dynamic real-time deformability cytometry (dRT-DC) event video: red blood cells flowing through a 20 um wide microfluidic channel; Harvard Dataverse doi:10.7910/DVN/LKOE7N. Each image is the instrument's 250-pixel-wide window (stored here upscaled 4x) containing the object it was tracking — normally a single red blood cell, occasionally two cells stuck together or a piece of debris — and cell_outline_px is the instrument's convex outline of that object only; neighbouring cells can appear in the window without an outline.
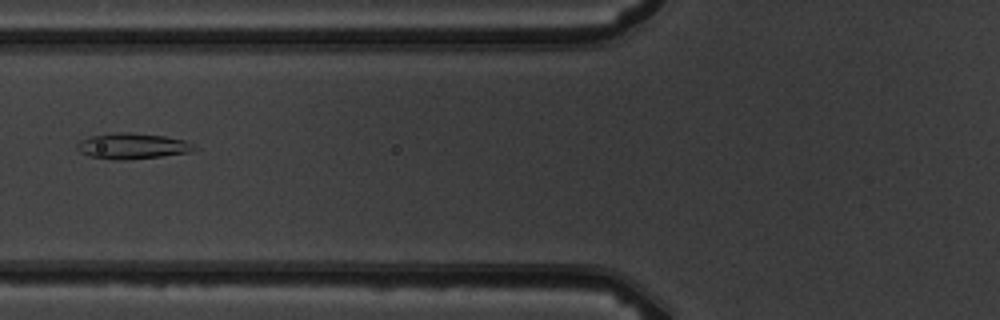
{"species": "common noctule bat (a hibernating species)", "species_latin": "Nyctalus noctula", "temperature_condition": "warm", "stored_images_in_passage": 8, "camera_frame_rate_fps": 3000, "um_per_image_px": 0.085, "animal": {"sex": "male", "body_mass_g": 19.5, "forearm_length_mm": 54.6}, "frame": {"image": 1, "passage_image": 7, "time_ms": 7.0, "image_size_px": [1000, 320], "cell_outline_px": [[200, 148], [192, 152], [160, 156], [124, 160], [88, 156], [80, 152], [76, 148], [76, 144], [80, 140], [92, 136], [120, 132], [128, 132], [164, 136], [184, 140]], "centroid_in_image_um": [11.27, 12.41], "position_along_channel_um": 114.5, "area_um2": 17.46}}